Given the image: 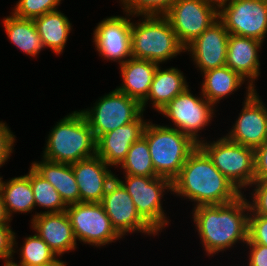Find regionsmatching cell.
Wrapping results in <instances>:
<instances>
[{"label": "cell", "mask_w": 267, "mask_h": 266, "mask_svg": "<svg viewBox=\"0 0 267 266\" xmlns=\"http://www.w3.org/2000/svg\"><path fill=\"white\" fill-rule=\"evenodd\" d=\"M252 187L249 200L250 214L249 215H260L267 217V180L254 181L248 189Z\"/></svg>", "instance_id": "obj_33"}, {"label": "cell", "mask_w": 267, "mask_h": 266, "mask_svg": "<svg viewBox=\"0 0 267 266\" xmlns=\"http://www.w3.org/2000/svg\"><path fill=\"white\" fill-rule=\"evenodd\" d=\"M2 166H0V168H1ZM3 177L2 176H0V193H1V190H2V185H3Z\"/></svg>", "instance_id": "obj_41"}, {"label": "cell", "mask_w": 267, "mask_h": 266, "mask_svg": "<svg viewBox=\"0 0 267 266\" xmlns=\"http://www.w3.org/2000/svg\"><path fill=\"white\" fill-rule=\"evenodd\" d=\"M218 18L229 34L264 42L267 34V0H224Z\"/></svg>", "instance_id": "obj_12"}, {"label": "cell", "mask_w": 267, "mask_h": 266, "mask_svg": "<svg viewBox=\"0 0 267 266\" xmlns=\"http://www.w3.org/2000/svg\"><path fill=\"white\" fill-rule=\"evenodd\" d=\"M29 168L35 208L38 206L41 209H45L43 212L40 211L39 213L36 212L35 215H31L32 219L37 214L41 213H58L66 211L67 205L64 203L55 187L39 175L31 166Z\"/></svg>", "instance_id": "obj_28"}, {"label": "cell", "mask_w": 267, "mask_h": 266, "mask_svg": "<svg viewBox=\"0 0 267 266\" xmlns=\"http://www.w3.org/2000/svg\"><path fill=\"white\" fill-rule=\"evenodd\" d=\"M176 0H119L124 13L134 17L165 15Z\"/></svg>", "instance_id": "obj_31"}, {"label": "cell", "mask_w": 267, "mask_h": 266, "mask_svg": "<svg viewBox=\"0 0 267 266\" xmlns=\"http://www.w3.org/2000/svg\"><path fill=\"white\" fill-rule=\"evenodd\" d=\"M1 195L11 220L14 213H29L35 209L34 194L30 183V169L26 175L3 181Z\"/></svg>", "instance_id": "obj_27"}, {"label": "cell", "mask_w": 267, "mask_h": 266, "mask_svg": "<svg viewBox=\"0 0 267 266\" xmlns=\"http://www.w3.org/2000/svg\"><path fill=\"white\" fill-rule=\"evenodd\" d=\"M11 219L9 218L5 204L3 203L2 195L0 193V225H11Z\"/></svg>", "instance_id": "obj_39"}, {"label": "cell", "mask_w": 267, "mask_h": 266, "mask_svg": "<svg viewBox=\"0 0 267 266\" xmlns=\"http://www.w3.org/2000/svg\"><path fill=\"white\" fill-rule=\"evenodd\" d=\"M141 17L138 22L133 21L131 27L133 58L160 65L182 52L185 53V48L178 41L169 20L164 15H142Z\"/></svg>", "instance_id": "obj_4"}, {"label": "cell", "mask_w": 267, "mask_h": 266, "mask_svg": "<svg viewBox=\"0 0 267 266\" xmlns=\"http://www.w3.org/2000/svg\"><path fill=\"white\" fill-rule=\"evenodd\" d=\"M254 181L267 180V140L255 150Z\"/></svg>", "instance_id": "obj_37"}, {"label": "cell", "mask_w": 267, "mask_h": 266, "mask_svg": "<svg viewBox=\"0 0 267 266\" xmlns=\"http://www.w3.org/2000/svg\"><path fill=\"white\" fill-rule=\"evenodd\" d=\"M245 100L226 137L232 142L256 149L267 140V106L257 89L246 86Z\"/></svg>", "instance_id": "obj_13"}, {"label": "cell", "mask_w": 267, "mask_h": 266, "mask_svg": "<svg viewBox=\"0 0 267 266\" xmlns=\"http://www.w3.org/2000/svg\"><path fill=\"white\" fill-rule=\"evenodd\" d=\"M245 196L243 193L228 204L193 208V223L207 256L213 257L233 245L247 243L250 207Z\"/></svg>", "instance_id": "obj_1"}, {"label": "cell", "mask_w": 267, "mask_h": 266, "mask_svg": "<svg viewBox=\"0 0 267 266\" xmlns=\"http://www.w3.org/2000/svg\"><path fill=\"white\" fill-rule=\"evenodd\" d=\"M189 87L186 76L176 67L162 68L158 65L147 97L141 102L143 112L151 102L152 108L161 111L173 98Z\"/></svg>", "instance_id": "obj_21"}, {"label": "cell", "mask_w": 267, "mask_h": 266, "mask_svg": "<svg viewBox=\"0 0 267 266\" xmlns=\"http://www.w3.org/2000/svg\"><path fill=\"white\" fill-rule=\"evenodd\" d=\"M80 111L96 140L103 134L135 121L144 113L138 100L128 97L117 88L97 99L93 107Z\"/></svg>", "instance_id": "obj_8"}, {"label": "cell", "mask_w": 267, "mask_h": 266, "mask_svg": "<svg viewBox=\"0 0 267 266\" xmlns=\"http://www.w3.org/2000/svg\"><path fill=\"white\" fill-rule=\"evenodd\" d=\"M172 189L173 195L189 199L194 207L228 204L243 194L214 166L199 146L172 181Z\"/></svg>", "instance_id": "obj_2"}, {"label": "cell", "mask_w": 267, "mask_h": 266, "mask_svg": "<svg viewBox=\"0 0 267 266\" xmlns=\"http://www.w3.org/2000/svg\"><path fill=\"white\" fill-rule=\"evenodd\" d=\"M73 173L80 192V202L100 203L115 173L97 155L72 163Z\"/></svg>", "instance_id": "obj_18"}, {"label": "cell", "mask_w": 267, "mask_h": 266, "mask_svg": "<svg viewBox=\"0 0 267 266\" xmlns=\"http://www.w3.org/2000/svg\"><path fill=\"white\" fill-rule=\"evenodd\" d=\"M216 3H220V2H222V1H224V0H214Z\"/></svg>", "instance_id": "obj_43"}, {"label": "cell", "mask_w": 267, "mask_h": 266, "mask_svg": "<svg viewBox=\"0 0 267 266\" xmlns=\"http://www.w3.org/2000/svg\"><path fill=\"white\" fill-rule=\"evenodd\" d=\"M16 238V233L10 225H0V259L4 261V264L11 263L14 253H17Z\"/></svg>", "instance_id": "obj_34"}, {"label": "cell", "mask_w": 267, "mask_h": 266, "mask_svg": "<svg viewBox=\"0 0 267 266\" xmlns=\"http://www.w3.org/2000/svg\"><path fill=\"white\" fill-rule=\"evenodd\" d=\"M120 166L124 174L146 177L158 176L155 173L147 140L143 136L131 145Z\"/></svg>", "instance_id": "obj_29"}, {"label": "cell", "mask_w": 267, "mask_h": 266, "mask_svg": "<svg viewBox=\"0 0 267 266\" xmlns=\"http://www.w3.org/2000/svg\"><path fill=\"white\" fill-rule=\"evenodd\" d=\"M202 77L201 94L214 106L246 83L245 79L226 65L203 72Z\"/></svg>", "instance_id": "obj_25"}, {"label": "cell", "mask_w": 267, "mask_h": 266, "mask_svg": "<svg viewBox=\"0 0 267 266\" xmlns=\"http://www.w3.org/2000/svg\"><path fill=\"white\" fill-rule=\"evenodd\" d=\"M43 266H67L66 261L64 262L63 260H60L59 258H56L54 261L45 264Z\"/></svg>", "instance_id": "obj_40"}, {"label": "cell", "mask_w": 267, "mask_h": 266, "mask_svg": "<svg viewBox=\"0 0 267 266\" xmlns=\"http://www.w3.org/2000/svg\"><path fill=\"white\" fill-rule=\"evenodd\" d=\"M119 66L122 83L117 89L141 103L149 93L158 64L131 57Z\"/></svg>", "instance_id": "obj_22"}, {"label": "cell", "mask_w": 267, "mask_h": 266, "mask_svg": "<svg viewBox=\"0 0 267 266\" xmlns=\"http://www.w3.org/2000/svg\"><path fill=\"white\" fill-rule=\"evenodd\" d=\"M180 44L186 48L218 19L214 0H176L164 15Z\"/></svg>", "instance_id": "obj_11"}, {"label": "cell", "mask_w": 267, "mask_h": 266, "mask_svg": "<svg viewBox=\"0 0 267 266\" xmlns=\"http://www.w3.org/2000/svg\"><path fill=\"white\" fill-rule=\"evenodd\" d=\"M263 42L230 34L228 38L226 66L247 81V86L256 88L255 80L260 76L259 51Z\"/></svg>", "instance_id": "obj_20"}, {"label": "cell", "mask_w": 267, "mask_h": 266, "mask_svg": "<svg viewBox=\"0 0 267 266\" xmlns=\"http://www.w3.org/2000/svg\"><path fill=\"white\" fill-rule=\"evenodd\" d=\"M10 129L6 122L0 121V166H4L14 152L16 136Z\"/></svg>", "instance_id": "obj_36"}, {"label": "cell", "mask_w": 267, "mask_h": 266, "mask_svg": "<svg viewBox=\"0 0 267 266\" xmlns=\"http://www.w3.org/2000/svg\"><path fill=\"white\" fill-rule=\"evenodd\" d=\"M245 246L249 249L248 266H267V246L255 243H246Z\"/></svg>", "instance_id": "obj_38"}, {"label": "cell", "mask_w": 267, "mask_h": 266, "mask_svg": "<svg viewBox=\"0 0 267 266\" xmlns=\"http://www.w3.org/2000/svg\"><path fill=\"white\" fill-rule=\"evenodd\" d=\"M42 158L72 164L96 155V139L85 116L75 110L50 130Z\"/></svg>", "instance_id": "obj_3"}, {"label": "cell", "mask_w": 267, "mask_h": 266, "mask_svg": "<svg viewBox=\"0 0 267 266\" xmlns=\"http://www.w3.org/2000/svg\"><path fill=\"white\" fill-rule=\"evenodd\" d=\"M3 266H15V265L12 263H7V264H3Z\"/></svg>", "instance_id": "obj_42"}, {"label": "cell", "mask_w": 267, "mask_h": 266, "mask_svg": "<svg viewBox=\"0 0 267 266\" xmlns=\"http://www.w3.org/2000/svg\"><path fill=\"white\" fill-rule=\"evenodd\" d=\"M22 247L20 246L19 261L12 259L15 266H43L54 261L58 256L49 246L35 233L25 237Z\"/></svg>", "instance_id": "obj_30"}, {"label": "cell", "mask_w": 267, "mask_h": 266, "mask_svg": "<svg viewBox=\"0 0 267 266\" xmlns=\"http://www.w3.org/2000/svg\"><path fill=\"white\" fill-rule=\"evenodd\" d=\"M123 175L124 180L117 175L115 178L131 196L140 217L159 235L170 223L166 210L162 208V198L168 192L172 194V181L160 176Z\"/></svg>", "instance_id": "obj_6"}, {"label": "cell", "mask_w": 267, "mask_h": 266, "mask_svg": "<svg viewBox=\"0 0 267 266\" xmlns=\"http://www.w3.org/2000/svg\"><path fill=\"white\" fill-rule=\"evenodd\" d=\"M247 243L267 246V217L249 215V229Z\"/></svg>", "instance_id": "obj_35"}, {"label": "cell", "mask_w": 267, "mask_h": 266, "mask_svg": "<svg viewBox=\"0 0 267 266\" xmlns=\"http://www.w3.org/2000/svg\"><path fill=\"white\" fill-rule=\"evenodd\" d=\"M41 159L32 162L31 167L55 187L67 206L79 203L80 192L72 165Z\"/></svg>", "instance_id": "obj_23"}, {"label": "cell", "mask_w": 267, "mask_h": 266, "mask_svg": "<svg viewBox=\"0 0 267 266\" xmlns=\"http://www.w3.org/2000/svg\"><path fill=\"white\" fill-rule=\"evenodd\" d=\"M33 20L44 49L50 48L56 55L63 53L73 29L68 17L60 10H56Z\"/></svg>", "instance_id": "obj_24"}, {"label": "cell", "mask_w": 267, "mask_h": 266, "mask_svg": "<svg viewBox=\"0 0 267 266\" xmlns=\"http://www.w3.org/2000/svg\"><path fill=\"white\" fill-rule=\"evenodd\" d=\"M198 146L208 155L214 166L242 193L255 177V151L232 142L225 135L216 141H201ZM244 189V191H242Z\"/></svg>", "instance_id": "obj_7"}, {"label": "cell", "mask_w": 267, "mask_h": 266, "mask_svg": "<svg viewBox=\"0 0 267 266\" xmlns=\"http://www.w3.org/2000/svg\"><path fill=\"white\" fill-rule=\"evenodd\" d=\"M34 232L60 258L64 253L74 251L78 246L70 219L66 211L41 213L31 219Z\"/></svg>", "instance_id": "obj_17"}, {"label": "cell", "mask_w": 267, "mask_h": 266, "mask_svg": "<svg viewBox=\"0 0 267 266\" xmlns=\"http://www.w3.org/2000/svg\"><path fill=\"white\" fill-rule=\"evenodd\" d=\"M143 113L133 122L101 135L96 140V155L109 167H120L131 145L142 135L148 121Z\"/></svg>", "instance_id": "obj_19"}, {"label": "cell", "mask_w": 267, "mask_h": 266, "mask_svg": "<svg viewBox=\"0 0 267 266\" xmlns=\"http://www.w3.org/2000/svg\"><path fill=\"white\" fill-rule=\"evenodd\" d=\"M148 143L155 173L173 181L180 173L185 161L198 147L188 135L171 125H158L148 121L143 135Z\"/></svg>", "instance_id": "obj_5"}, {"label": "cell", "mask_w": 267, "mask_h": 266, "mask_svg": "<svg viewBox=\"0 0 267 266\" xmlns=\"http://www.w3.org/2000/svg\"><path fill=\"white\" fill-rule=\"evenodd\" d=\"M66 213L76 240L83 244L101 248V246L123 239L113 228L101 203L71 204L67 206Z\"/></svg>", "instance_id": "obj_10"}, {"label": "cell", "mask_w": 267, "mask_h": 266, "mask_svg": "<svg viewBox=\"0 0 267 266\" xmlns=\"http://www.w3.org/2000/svg\"><path fill=\"white\" fill-rule=\"evenodd\" d=\"M187 87L182 93L173 98L159 111L164 117L172 121L173 128L190 136L197 144L204 139L199 138L202 130L211 124L215 117L216 107L212 105L200 92L194 96L191 88ZM201 130V132H200Z\"/></svg>", "instance_id": "obj_9"}, {"label": "cell", "mask_w": 267, "mask_h": 266, "mask_svg": "<svg viewBox=\"0 0 267 266\" xmlns=\"http://www.w3.org/2000/svg\"><path fill=\"white\" fill-rule=\"evenodd\" d=\"M100 203L121 237L136 232L147 236L157 235L137 213L131 196L116 178L109 184Z\"/></svg>", "instance_id": "obj_14"}, {"label": "cell", "mask_w": 267, "mask_h": 266, "mask_svg": "<svg viewBox=\"0 0 267 266\" xmlns=\"http://www.w3.org/2000/svg\"><path fill=\"white\" fill-rule=\"evenodd\" d=\"M2 24L9 41L24 54L36 57L44 49L33 19L20 18L12 13L3 18Z\"/></svg>", "instance_id": "obj_26"}, {"label": "cell", "mask_w": 267, "mask_h": 266, "mask_svg": "<svg viewBox=\"0 0 267 266\" xmlns=\"http://www.w3.org/2000/svg\"><path fill=\"white\" fill-rule=\"evenodd\" d=\"M133 15L111 16L100 21L93 31V45L99 56L107 61L123 64L132 57L131 27Z\"/></svg>", "instance_id": "obj_15"}, {"label": "cell", "mask_w": 267, "mask_h": 266, "mask_svg": "<svg viewBox=\"0 0 267 266\" xmlns=\"http://www.w3.org/2000/svg\"><path fill=\"white\" fill-rule=\"evenodd\" d=\"M62 0H18L11 13L20 18L34 19L58 10Z\"/></svg>", "instance_id": "obj_32"}, {"label": "cell", "mask_w": 267, "mask_h": 266, "mask_svg": "<svg viewBox=\"0 0 267 266\" xmlns=\"http://www.w3.org/2000/svg\"><path fill=\"white\" fill-rule=\"evenodd\" d=\"M229 35L224 23L218 18L185 48L200 74L226 65Z\"/></svg>", "instance_id": "obj_16"}]
</instances>
